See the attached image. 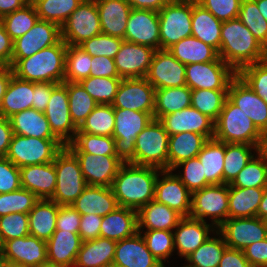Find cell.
Listing matches in <instances>:
<instances>
[{
  "instance_id": "979ff035",
  "label": "cell",
  "mask_w": 267,
  "mask_h": 267,
  "mask_svg": "<svg viewBox=\"0 0 267 267\" xmlns=\"http://www.w3.org/2000/svg\"><path fill=\"white\" fill-rule=\"evenodd\" d=\"M262 16L267 21V0H254Z\"/></svg>"
},
{
  "instance_id": "8c879c8a",
  "label": "cell",
  "mask_w": 267,
  "mask_h": 267,
  "mask_svg": "<svg viewBox=\"0 0 267 267\" xmlns=\"http://www.w3.org/2000/svg\"><path fill=\"white\" fill-rule=\"evenodd\" d=\"M218 267H252L244 256L243 250L226 248Z\"/></svg>"
},
{
  "instance_id": "03108f58",
  "label": "cell",
  "mask_w": 267,
  "mask_h": 267,
  "mask_svg": "<svg viewBox=\"0 0 267 267\" xmlns=\"http://www.w3.org/2000/svg\"><path fill=\"white\" fill-rule=\"evenodd\" d=\"M81 215L71 205L60 206L56 219V230L79 233Z\"/></svg>"
},
{
  "instance_id": "681fc988",
  "label": "cell",
  "mask_w": 267,
  "mask_h": 267,
  "mask_svg": "<svg viewBox=\"0 0 267 267\" xmlns=\"http://www.w3.org/2000/svg\"><path fill=\"white\" fill-rule=\"evenodd\" d=\"M71 152H86L93 155H116L112 136L92 135L77 132L74 139L66 145Z\"/></svg>"
},
{
  "instance_id": "277c9868",
  "label": "cell",
  "mask_w": 267,
  "mask_h": 267,
  "mask_svg": "<svg viewBox=\"0 0 267 267\" xmlns=\"http://www.w3.org/2000/svg\"><path fill=\"white\" fill-rule=\"evenodd\" d=\"M213 138L224 143L250 144L260 149L263 134L239 107L226 98L214 124Z\"/></svg>"
},
{
  "instance_id": "83f0119b",
  "label": "cell",
  "mask_w": 267,
  "mask_h": 267,
  "mask_svg": "<svg viewBox=\"0 0 267 267\" xmlns=\"http://www.w3.org/2000/svg\"><path fill=\"white\" fill-rule=\"evenodd\" d=\"M80 215L95 214L102 217L119 207L111 187L87 185L71 204Z\"/></svg>"
},
{
  "instance_id": "8fae6325",
  "label": "cell",
  "mask_w": 267,
  "mask_h": 267,
  "mask_svg": "<svg viewBox=\"0 0 267 267\" xmlns=\"http://www.w3.org/2000/svg\"><path fill=\"white\" fill-rule=\"evenodd\" d=\"M102 33L95 0H83L61 26V38L67 45L79 46Z\"/></svg>"
},
{
  "instance_id": "db71d44e",
  "label": "cell",
  "mask_w": 267,
  "mask_h": 267,
  "mask_svg": "<svg viewBox=\"0 0 267 267\" xmlns=\"http://www.w3.org/2000/svg\"><path fill=\"white\" fill-rule=\"evenodd\" d=\"M121 81L122 78L90 76L79 83L98 104L112 105Z\"/></svg>"
},
{
  "instance_id": "9a60e30c",
  "label": "cell",
  "mask_w": 267,
  "mask_h": 267,
  "mask_svg": "<svg viewBox=\"0 0 267 267\" xmlns=\"http://www.w3.org/2000/svg\"><path fill=\"white\" fill-rule=\"evenodd\" d=\"M44 114L52 133L65 146L74 139L78 128L71 119L67 87L63 83L57 84L52 89Z\"/></svg>"
},
{
  "instance_id": "3957f363",
  "label": "cell",
  "mask_w": 267,
  "mask_h": 267,
  "mask_svg": "<svg viewBox=\"0 0 267 267\" xmlns=\"http://www.w3.org/2000/svg\"><path fill=\"white\" fill-rule=\"evenodd\" d=\"M67 44L61 39L57 44L44 48L31 57L20 59L13 67V74L24 81L64 83Z\"/></svg>"
},
{
  "instance_id": "f35d334b",
  "label": "cell",
  "mask_w": 267,
  "mask_h": 267,
  "mask_svg": "<svg viewBox=\"0 0 267 267\" xmlns=\"http://www.w3.org/2000/svg\"><path fill=\"white\" fill-rule=\"evenodd\" d=\"M265 188L229 186L228 218L257 216Z\"/></svg>"
},
{
  "instance_id": "6da1fadb",
  "label": "cell",
  "mask_w": 267,
  "mask_h": 267,
  "mask_svg": "<svg viewBox=\"0 0 267 267\" xmlns=\"http://www.w3.org/2000/svg\"><path fill=\"white\" fill-rule=\"evenodd\" d=\"M218 53L236 73L267 58V50L238 18L222 22Z\"/></svg>"
},
{
  "instance_id": "f1b7e54d",
  "label": "cell",
  "mask_w": 267,
  "mask_h": 267,
  "mask_svg": "<svg viewBox=\"0 0 267 267\" xmlns=\"http://www.w3.org/2000/svg\"><path fill=\"white\" fill-rule=\"evenodd\" d=\"M82 242L79 233L56 230L46 241L48 261L63 267H74Z\"/></svg>"
},
{
  "instance_id": "34e18365",
  "label": "cell",
  "mask_w": 267,
  "mask_h": 267,
  "mask_svg": "<svg viewBox=\"0 0 267 267\" xmlns=\"http://www.w3.org/2000/svg\"><path fill=\"white\" fill-rule=\"evenodd\" d=\"M13 136V130L9 118L0 116V157L7 155Z\"/></svg>"
},
{
  "instance_id": "09005b40",
  "label": "cell",
  "mask_w": 267,
  "mask_h": 267,
  "mask_svg": "<svg viewBox=\"0 0 267 267\" xmlns=\"http://www.w3.org/2000/svg\"><path fill=\"white\" fill-rule=\"evenodd\" d=\"M257 217L266 220L267 219V187L262 196V200L257 210Z\"/></svg>"
},
{
  "instance_id": "816d5d0a",
  "label": "cell",
  "mask_w": 267,
  "mask_h": 267,
  "mask_svg": "<svg viewBox=\"0 0 267 267\" xmlns=\"http://www.w3.org/2000/svg\"><path fill=\"white\" fill-rule=\"evenodd\" d=\"M92 57L79 46L67 45L64 82L90 77Z\"/></svg>"
},
{
  "instance_id": "cb8c5ba5",
  "label": "cell",
  "mask_w": 267,
  "mask_h": 267,
  "mask_svg": "<svg viewBox=\"0 0 267 267\" xmlns=\"http://www.w3.org/2000/svg\"><path fill=\"white\" fill-rule=\"evenodd\" d=\"M159 121L169 136L192 132L205 135L208 139L214 137L215 122L192 106L162 116Z\"/></svg>"
},
{
  "instance_id": "ee69618b",
  "label": "cell",
  "mask_w": 267,
  "mask_h": 267,
  "mask_svg": "<svg viewBox=\"0 0 267 267\" xmlns=\"http://www.w3.org/2000/svg\"><path fill=\"white\" fill-rule=\"evenodd\" d=\"M201 246L185 259L187 265L181 267H218L223 252L228 247L222 235L216 230Z\"/></svg>"
},
{
  "instance_id": "484cf974",
  "label": "cell",
  "mask_w": 267,
  "mask_h": 267,
  "mask_svg": "<svg viewBox=\"0 0 267 267\" xmlns=\"http://www.w3.org/2000/svg\"><path fill=\"white\" fill-rule=\"evenodd\" d=\"M162 264L151 254L147 244L137 232L134 236L116 242L112 267H161Z\"/></svg>"
},
{
  "instance_id": "d6a6232c",
  "label": "cell",
  "mask_w": 267,
  "mask_h": 267,
  "mask_svg": "<svg viewBox=\"0 0 267 267\" xmlns=\"http://www.w3.org/2000/svg\"><path fill=\"white\" fill-rule=\"evenodd\" d=\"M116 241L98 237L83 241L74 267H112Z\"/></svg>"
},
{
  "instance_id": "11e5206c",
  "label": "cell",
  "mask_w": 267,
  "mask_h": 267,
  "mask_svg": "<svg viewBox=\"0 0 267 267\" xmlns=\"http://www.w3.org/2000/svg\"><path fill=\"white\" fill-rule=\"evenodd\" d=\"M131 8L159 12L168 2L166 0H125Z\"/></svg>"
},
{
  "instance_id": "91938a15",
  "label": "cell",
  "mask_w": 267,
  "mask_h": 267,
  "mask_svg": "<svg viewBox=\"0 0 267 267\" xmlns=\"http://www.w3.org/2000/svg\"><path fill=\"white\" fill-rule=\"evenodd\" d=\"M124 39L100 33L79 45L81 49L87 52L91 57L105 56L115 58L119 52Z\"/></svg>"
},
{
  "instance_id": "e7e4bbea",
  "label": "cell",
  "mask_w": 267,
  "mask_h": 267,
  "mask_svg": "<svg viewBox=\"0 0 267 267\" xmlns=\"http://www.w3.org/2000/svg\"><path fill=\"white\" fill-rule=\"evenodd\" d=\"M22 188L19 167L6 157H0V193H9Z\"/></svg>"
},
{
  "instance_id": "d590c367",
  "label": "cell",
  "mask_w": 267,
  "mask_h": 267,
  "mask_svg": "<svg viewBox=\"0 0 267 267\" xmlns=\"http://www.w3.org/2000/svg\"><path fill=\"white\" fill-rule=\"evenodd\" d=\"M34 82L24 81L13 75L0 104V116L5 118L32 108Z\"/></svg>"
},
{
  "instance_id": "94428289",
  "label": "cell",
  "mask_w": 267,
  "mask_h": 267,
  "mask_svg": "<svg viewBox=\"0 0 267 267\" xmlns=\"http://www.w3.org/2000/svg\"><path fill=\"white\" fill-rule=\"evenodd\" d=\"M237 75L267 104V59L243 67Z\"/></svg>"
},
{
  "instance_id": "680465c9",
  "label": "cell",
  "mask_w": 267,
  "mask_h": 267,
  "mask_svg": "<svg viewBox=\"0 0 267 267\" xmlns=\"http://www.w3.org/2000/svg\"><path fill=\"white\" fill-rule=\"evenodd\" d=\"M183 167V168H182ZM183 169L178 173H175L176 176L181 180V182L187 187V189L193 193L197 190L211 185L204 175L203 165L198 159V157L191 158L185 161H182L176 165L172 171L177 169Z\"/></svg>"
},
{
  "instance_id": "60d3db41",
  "label": "cell",
  "mask_w": 267,
  "mask_h": 267,
  "mask_svg": "<svg viewBox=\"0 0 267 267\" xmlns=\"http://www.w3.org/2000/svg\"><path fill=\"white\" fill-rule=\"evenodd\" d=\"M192 90L182 87L162 88L155 90L154 119L181 111L191 106Z\"/></svg>"
},
{
  "instance_id": "5803f987",
  "label": "cell",
  "mask_w": 267,
  "mask_h": 267,
  "mask_svg": "<svg viewBox=\"0 0 267 267\" xmlns=\"http://www.w3.org/2000/svg\"><path fill=\"white\" fill-rule=\"evenodd\" d=\"M5 267H24V266L12 264V263H7V265Z\"/></svg>"
},
{
  "instance_id": "a7ac6f4b",
  "label": "cell",
  "mask_w": 267,
  "mask_h": 267,
  "mask_svg": "<svg viewBox=\"0 0 267 267\" xmlns=\"http://www.w3.org/2000/svg\"><path fill=\"white\" fill-rule=\"evenodd\" d=\"M243 253L252 267H267V238L247 246Z\"/></svg>"
},
{
  "instance_id": "753ad0ef",
  "label": "cell",
  "mask_w": 267,
  "mask_h": 267,
  "mask_svg": "<svg viewBox=\"0 0 267 267\" xmlns=\"http://www.w3.org/2000/svg\"><path fill=\"white\" fill-rule=\"evenodd\" d=\"M12 55L13 40L0 22V65L2 67H11Z\"/></svg>"
},
{
  "instance_id": "d4e9b609",
  "label": "cell",
  "mask_w": 267,
  "mask_h": 267,
  "mask_svg": "<svg viewBox=\"0 0 267 267\" xmlns=\"http://www.w3.org/2000/svg\"><path fill=\"white\" fill-rule=\"evenodd\" d=\"M7 262L24 267H36L48 261L46 241L28 235L5 242Z\"/></svg>"
},
{
  "instance_id": "836d02e7",
  "label": "cell",
  "mask_w": 267,
  "mask_h": 267,
  "mask_svg": "<svg viewBox=\"0 0 267 267\" xmlns=\"http://www.w3.org/2000/svg\"><path fill=\"white\" fill-rule=\"evenodd\" d=\"M221 28L222 21L218 20L197 1L192 0V36L210 45L219 52Z\"/></svg>"
},
{
  "instance_id": "8992f818",
  "label": "cell",
  "mask_w": 267,
  "mask_h": 267,
  "mask_svg": "<svg viewBox=\"0 0 267 267\" xmlns=\"http://www.w3.org/2000/svg\"><path fill=\"white\" fill-rule=\"evenodd\" d=\"M53 163L57 183L50 200L60 206L71 205L87 186L80 163L66 146L56 155Z\"/></svg>"
},
{
  "instance_id": "e0dca14e",
  "label": "cell",
  "mask_w": 267,
  "mask_h": 267,
  "mask_svg": "<svg viewBox=\"0 0 267 267\" xmlns=\"http://www.w3.org/2000/svg\"><path fill=\"white\" fill-rule=\"evenodd\" d=\"M186 65L168 50H156L149 66L146 80L155 88H172L186 85Z\"/></svg>"
},
{
  "instance_id": "f546056e",
  "label": "cell",
  "mask_w": 267,
  "mask_h": 267,
  "mask_svg": "<svg viewBox=\"0 0 267 267\" xmlns=\"http://www.w3.org/2000/svg\"><path fill=\"white\" fill-rule=\"evenodd\" d=\"M95 1L102 33L124 39L131 6L125 0Z\"/></svg>"
},
{
  "instance_id": "7a4b0ae2",
  "label": "cell",
  "mask_w": 267,
  "mask_h": 267,
  "mask_svg": "<svg viewBox=\"0 0 267 267\" xmlns=\"http://www.w3.org/2000/svg\"><path fill=\"white\" fill-rule=\"evenodd\" d=\"M159 172L156 167L123 163L111 186L118 205L138 211L154 200Z\"/></svg>"
},
{
  "instance_id": "ffe728a7",
  "label": "cell",
  "mask_w": 267,
  "mask_h": 267,
  "mask_svg": "<svg viewBox=\"0 0 267 267\" xmlns=\"http://www.w3.org/2000/svg\"><path fill=\"white\" fill-rule=\"evenodd\" d=\"M78 159L87 185L111 187L123 162L116 155L72 152Z\"/></svg>"
},
{
  "instance_id": "b62a3aed",
  "label": "cell",
  "mask_w": 267,
  "mask_h": 267,
  "mask_svg": "<svg viewBox=\"0 0 267 267\" xmlns=\"http://www.w3.org/2000/svg\"><path fill=\"white\" fill-rule=\"evenodd\" d=\"M36 267H63V266H60V265H57V264H53L52 262L46 261V262H44L42 264H39Z\"/></svg>"
},
{
  "instance_id": "f6af8a7d",
  "label": "cell",
  "mask_w": 267,
  "mask_h": 267,
  "mask_svg": "<svg viewBox=\"0 0 267 267\" xmlns=\"http://www.w3.org/2000/svg\"><path fill=\"white\" fill-rule=\"evenodd\" d=\"M229 186L248 188L267 187V155L259 151L237 174Z\"/></svg>"
},
{
  "instance_id": "603a6c76",
  "label": "cell",
  "mask_w": 267,
  "mask_h": 267,
  "mask_svg": "<svg viewBox=\"0 0 267 267\" xmlns=\"http://www.w3.org/2000/svg\"><path fill=\"white\" fill-rule=\"evenodd\" d=\"M156 49L123 41L114 58L120 78H142L147 75Z\"/></svg>"
},
{
  "instance_id": "7bdbcfd3",
  "label": "cell",
  "mask_w": 267,
  "mask_h": 267,
  "mask_svg": "<svg viewBox=\"0 0 267 267\" xmlns=\"http://www.w3.org/2000/svg\"><path fill=\"white\" fill-rule=\"evenodd\" d=\"M259 151L258 147L250 144L225 143L223 184H230Z\"/></svg>"
},
{
  "instance_id": "ab89813d",
  "label": "cell",
  "mask_w": 267,
  "mask_h": 267,
  "mask_svg": "<svg viewBox=\"0 0 267 267\" xmlns=\"http://www.w3.org/2000/svg\"><path fill=\"white\" fill-rule=\"evenodd\" d=\"M168 51L184 65L215 61L218 51L194 36L186 37L174 44Z\"/></svg>"
},
{
  "instance_id": "4dcf8cb0",
  "label": "cell",
  "mask_w": 267,
  "mask_h": 267,
  "mask_svg": "<svg viewBox=\"0 0 267 267\" xmlns=\"http://www.w3.org/2000/svg\"><path fill=\"white\" fill-rule=\"evenodd\" d=\"M138 232L137 211L122 206L102 218L100 237L120 241Z\"/></svg>"
},
{
  "instance_id": "7402d4cb",
  "label": "cell",
  "mask_w": 267,
  "mask_h": 267,
  "mask_svg": "<svg viewBox=\"0 0 267 267\" xmlns=\"http://www.w3.org/2000/svg\"><path fill=\"white\" fill-rule=\"evenodd\" d=\"M216 230L217 228L212 223L208 224L190 216L182 217L173 230L174 248L178 251L177 255L186 259Z\"/></svg>"
},
{
  "instance_id": "9c48e42d",
  "label": "cell",
  "mask_w": 267,
  "mask_h": 267,
  "mask_svg": "<svg viewBox=\"0 0 267 267\" xmlns=\"http://www.w3.org/2000/svg\"><path fill=\"white\" fill-rule=\"evenodd\" d=\"M229 184H211L191 193L190 217L207 221L218 228L228 219Z\"/></svg>"
},
{
  "instance_id": "44dd1931",
  "label": "cell",
  "mask_w": 267,
  "mask_h": 267,
  "mask_svg": "<svg viewBox=\"0 0 267 267\" xmlns=\"http://www.w3.org/2000/svg\"><path fill=\"white\" fill-rule=\"evenodd\" d=\"M154 200L176 210L183 217L190 215L191 192L172 170L159 172L155 183Z\"/></svg>"
},
{
  "instance_id": "52a82bcc",
  "label": "cell",
  "mask_w": 267,
  "mask_h": 267,
  "mask_svg": "<svg viewBox=\"0 0 267 267\" xmlns=\"http://www.w3.org/2000/svg\"><path fill=\"white\" fill-rule=\"evenodd\" d=\"M64 147L65 145L59 139H41L13 134L5 157L21 168L53 162Z\"/></svg>"
},
{
  "instance_id": "7c38bea8",
  "label": "cell",
  "mask_w": 267,
  "mask_h": 267,
  "mask_svg": "<svg viewBox=\"0 0 267 267\" xmlns=\"http://www.w3.org/2000/svg\"><path fill=\"white\" fill-rule=\"evenodd\" d=\"M237 73L220 57L211 62L186 65V86L191 90L205 89L228 91Z\"/></svg>"
},
{
  "instance_id": "4316f807",
  "label": "cell",
  "mask_w": 267,
  "mask_h": 267,
  "mask_svg": "<svg viewBox=\"0 0 267 267\" xmlns=\"http://www.w3.org/2000/svg\"><path fill=\"white\" fill-rule=\"evenodd\" d=\"M22 188L39 199H50L56 189V170L53 162L19 168Z\"/></svg>"
},
{
  "instance_id": "89a4df30",
  "label": "cell",
  "mask_w": 267,
  "mask_h": 267,
  "mask_svg": "<svg viewBox=\"0 0 267 267\" xmlns=\"http://www.w3.org/2000/svg\"><path fill=\"white\" fill-rule=\"evenodd\" d=\"M90 76L120 78L113 58L93 56Z\"/></svg>"
},
{
  "instance_id": "003e7915",
  "label": "cell",
  "mask_w": 267,
  "mask_h": 267,
  "mask_svg": "<svg viewBox=\"0 0 267 267\" xmlns=\"http://www.w3.org/2000/svg\"><path fill=\"white\" fill-rule=\"evenodd\" d=\"M102 216L95 214L81 215L79 235L82 241L92 240L100 237Z\"/></svg>"
},
{
  "instance_id": "4fadbf2b",
  "label": "cell",
  "mask_w": 267,
  "mask_h": 267,
  "mask_svg": "<svg viewBox=\"0 0 267 267\" xmlns=\"http://www.w3.org/2000/svg\"><path fill=\"white\" fill-rule=\"evenodd\" d=\"M61 39L60 26L38 19L29 31L13 41L11 68L20 59L31 57L40 50L57 44Z\"/></svg>"
},
{
  "instance_id": "9f6ffc18",
  "label": "cell",
  "mask_w": 267,
  "mask_h": 267,
  "mask_svg": "<svg viewBox=\"0 0 267 267\" xmlns=\"http://www.w3.org/2000/svg\"><path fill=\"white\" fill-rule=\"evenodd\" d=\"M138 232L143 236L151 254L164 266L173 251L175 252L173 231L144 230Z\"/></svg>"
},
{
  "instance_id": "30bf717a",
  "label": "cell",
  "mask_w": 267,
  "mask_h": 267,
  "mask_svg": "<svg viewBox=\"0 0 267 267\" xmlns=\"http://www.w3.org/2000/svg\"><path fill=\"white\" fill-rule=\"evenodd\" d=\"M158 15L161 50H168L180 40L192 36V0L167 3Z\"/></svg>"
},
{
  "instance_id": "7dc6e473",
  "label": "cell",
  "mask_w": 267,
  "mask_h": 267,
  "mask_svg": "<svg viewBox=\"0 0 267 267\" xmlns=\"http://www.w3.org/2000/svg\"><path fill=\"white\" fill-rule=\"evenodd\" d=\"M114 126V107L110 104H98L84 120L77 132L100 136H113Z\"/></svg>"
},
{
  "instance_id": "5b68a950",
  "label": "cell",
  "mask_w": 267,
  "mask_h": 267,
  "mask_svg": "<svg viewBox=\"0 0 267 267\" xmlns=\"http://www.w3.org/2000/svg\"><path fill=\"white\" fill-rule=\"evenodd\" d=\"M115 126L113 132L115 153L123 163L134 164L135 140L154 119V114L114 108Z\"/></svg>"
},
{
  "instance_id": "67dfc351",
  "label": "cell",
  "mask_w": 267,
  "mask_h": 267,
  "mask_svg": "<svg viewBox=\"0 0 267 267\" xmlns=\"http://www.w3.org/2000/svg\"><path fill=\"white\" fill-rule=\"evenodd\" d=\"M7 259L4 254V251H0V267H5L7 265Z\"/></svg>"
},
{
  "instance_id": "be15d7a7",
  "label": "cell",
  "mask_w": 267,
  "mask_h": 267,
  "mask_svg": "<svg viewBox=\"0 0 267 267\" xmlns=\"http://www.w3.org/2000/svg\"><path fill=\"white\" fill-rule=\"evenodd\" d=\"M218 20L224 22L238 17L242 0H198Z\"/></svg>"
},
{
  "instance_id": "b9fcfbb0",
  "label": "cell",
  "mask_w": 267,
  "mask_h": 267,
  "mask_svg": "<svg viewBox=\"0 0 267 267\" xmlns=\"http://www.w3.org/2000/svg\"><path fill=\"white\" fill-rule=\"evenodd\" d=\"M13 75L14 74H13V70L11 67L0 68V104L6 92L7 86L10 82V79Z\"/></svg>"
},
{
  "instance_id": "6f0895ef",
  "label": "cell",
  "mask_w": 267,
  "mask_h": 267,
  "mask_svg": "<svg viewBox=\"0 0 267 267\" xmlns=\"http://www.w3.org/2000/svg\"><path fill=\"white\" fill-rule=\"evenodd\" d=\"M39 198L27 189L0 193V217L12 213H29Z\"/></svg>"
},
{
  "instance_id": "b9f144b4",
  "label": "cell",
  "mask_w": 267,
  "mask_h": 267,
  "mask_svg": "<svg viewBox=\"0 0 267 267\" xmlns=\"http://www.w3.org/2000/svg\"><path fill=\"white\" fill-rule=\"evenodd\" d=\"M224 156L225 143L214 138L209 139L197 155L210 184H223Z\"/></svg>"
},
{
  "instance_id": "2e32d148",
  "label": "cell",
  "mask_w": 267,
  "mask_h": 267,
  "mask_svg": "<svg viewBox=\"0 0 267 267\" xmlns=\"http://www.w3.org/2000/svg\"><path fill=\"white\" fill-rule=\"evenodd\" d=\"M155 90L145 77L122 79L112 106L154 114Z\"/></svg>"
},
{
  "instance_id": "8d00e7d4",
  "label": "cell",
  "mask_w": 267,
  "mask_h": 267,
  "mask_svg": "<svg viewBox=\"0 0 267 267\" xmlns=\"http://www.w3.org/2000/svg\"><path fill=\"white\" fill-rule=\"evenodd\" d=\"M13 134L41 139H58L51 131L44 112L34 108L13 114L9 117Z\"/></svg>"
},
{
  "instance_id": "f5cc1de1",
  "label": "cell",
  "mask_w": 267,
  "mask_h": 267,
  "mask_svg": "<svg viewBox=\"0 0 267 267\" xmlns=\"http://www.w3.org/2000/svg\"><path fill=\"white\" fill-rule=\"evenodd\" d=\"M227 92L208 89L192 90L191 106L215 122L222 111Z\"/></svg>"
},
{
  "instance_id": "2a66077c",
  "label": "cell",
  "mask_w": 267,
  "mask_h": 267,
  "mask_svg": "<svg viewBox=\"0 0 267 267\" xmlns=\"http://www.w3.org/2000/svg\"><path fill=\"white\" fill-rule=\"evenodd\" d=\"M31 0H0V19L12 12L21 9Z\"/></svg>"
},
{
  "instance_id": "603ad722",
  "label": "cell",
  "mask_w": 267,
  "mask_h": 267,
  "mask_svg": "<svg viewBox=\"0 0 267 267\" xmlns=\"http://www.w3.org/2000/svg\"><path fill=\"white\" fill-rule=\"evenodd\" d=\"M4 249H5V241H4L2 234L0 232V251H4Z\"/></svg>"
},
{
  "instance_id": "2644e50d",
  "label": "cell",
  "mask_w": 267,
  "mask_h": 267,
  "mask_svg": "<svg viewBox=\"0 0 267 267\" xmlns=\"http://www.w3.org/2000/svg\"><path fill=\"white\" fill-rule=\"evenodd\" d=\"M57 85V83L43 82L35 83L34 82V97L32 102V108L44 112L49 103L52 89Z\"/></svg>"
},
{
  "instance_id": "d6986e66",
  "label": "cell",
  "mask_w": 267,
  "mask_h": 267,
  "mask_svg": "<svg viewBox=\"0 0 267 267\" xmlns=\"http://www.w3.org/2000/svg\"><path fill=\"white\" fill-rule=\"evenodd\" d=\"M124 41L160 50V26L158 12L132 8Z\"/></svg>"
},
{
  "instance_id": "11a10c76",
  "label": "cell",
  "mask_w": 267,
  "mask_h": 267,
  "mask_svg": "<svg viewBox=\"0 0 267 267\" xmlns=\"http://www.w3.org/2000/svg\"><path fill=\"white\" fill-rule=\"evenodd\" d=\"M267 50V21L254 0H242L237 17Z\"/></svg>"
},
{
  "instance_id": "c3c4849f",
  "label": "cell",
  "mask_w": 267,
  "mask_h": 267,
  "mask_svg": "<svg viewBox=\"0 0 267 267\" xmlns=\"http://www.w3.org/2000/svg\"><path fill=\"white\" fill-rule=\"evenodd\" d=\"M83 0H31L38 18L62 26Z\"/></svg>"
},
{
  "instance_id": "f907efd6",
  "label": "cell",
  "mask_w": 267,
  "mask_h": 267,
  "mask_svg": "<svg viewBox=\"0 0 267 267\" xmlns=\"http://www.w3.org/2000/svg\"><path fill=\"white\" fill-rule=\"evenodd\" d=\"M38 19L35 6L30 1L21 9L1 18L0 22L14 41L29 31Z\"/></svg>"
},
{
  "instance_id": "ac0fdd59",
  "label": "cell",
  "mask_w": 267,
  "mask_h": 267,
  "mask_svg": "<svg viewBox=\"0 0 267 267\" xmlns=\"http://www.w3.org/2000/svg\"><path fill=\"white\" fill-rule=\"evenodd\" d=\"M227 98L264 134L267 130V104L238 75L229 84Z\"/></svg>"
},
{
  "instance_id": "1f68e13d",
  "label": "cell",
  "mask_w": 267,
  "mask_h": 267,
  "mask_svg": "<svg viewBox=\"0 0 267 267\" xmlns=\"http://www.w3.org/2000/svg\"><path fill=\"white\" fill-rule=\"evenodd\" d=\"M182 217L176 210L152 200L137 211L138 231H173Z\"/></svg>"
},
{
  "instance_id": "74e56055",
  "label": "cell",
  "mask_w": 267,
  "mask_h": 267,
  "mask_svg": "<svg viewBox=\"0 0 267 267\" xmlns=\"http://www.w3.org/2000/svg\"><path fill=\"white\" fill-rule=\"evenodd\" d=\"M209 139L205 135L183 132L169 136L167 170L182 161L195 158Z\"/></svg>"
},
{
  "instance_id": "e575fe53",
  "label": "cell",
  "mask_w": 267,
  "mask_h": 267,
  "mask_svg": "<svg viewBox=\"0 0 267 267\" xmlns=\"http://www.w3.org/2000/svg\"><path fill=\"white\" fill-rule=\"evenodd\" d=\"M59 207L55 201L39 199L28 213L30 235L48 241L56 231Z\"/></svg>"
},
{
  "instance_id": "deb4b68c",
  "label": "cell",
  "mask_w": 267,
  "mask_h": 267,
  "mask_svg": "<svg viewBox=\"0 0 267 267\" xmlns=\"http://www.w3.org/2000/svg\"><path fill=\"white\" fill-rule=\"evenodd\" d=\"M260 151L267 155V130L263 134V141Z\"/></svg>"
},
{
  "instance_id": "ba28073f",
  "label": "cell",
  "mask_w": 267,
  "mask_h": 267,
  "mask_svg": "<svg viewBox=\"0 0 267 267\" xmlns=\"http://www.w3.org/2000/svg\"><path fill=\"white\" fill-rule=\"evenodd\" d=\"M169 134L153 119L135 140L134 164L167 170Z\"/></svg>"
},
{
  "instance_id": "bcb514c9",
  "label": "cell",
  "mask_w": 267,
  "mask_h": 267,
  "mask_svg": "<svg viewBox=\"0 0 267 267\" xmlns=\"http://www.w3.org/2000/svg\"><path fill=\"white\" fill-rule=\"evenodd\" d=\"M69 98V110L74 125L79 128L98 103L79 82H64Z\"/></svg>"
},
{
  "instance_id": "5bb4252c",
  "label": "cell",
  "mask_w": 267,
  "mask_h": 267,
  "mask_svg": "<svg viewBox=\"0 0 267 267\" xmlns=\"http://www.w3.org/2000/svg\"><path fill=\"white\" fill-rule=\"evenodd\" d=\"M217 231L222 235L228 248L243 250L252 243L267 238V224L264 219L228 218Z\"/></svg>"
},
{
  "instance_id": "6125c7cd",
  "label": "cell",
  "mask_w": 267,
  "mask_h": 267,
  "mask_svg": "<svg viewBox=\"0 0 267 267\" xmlns=\"http://www.w3.org/2000/svg\"><path fill=\"white\" fill-rule=\"evenodd\" d=\"M0 232L4 241L30 235L28 213H12L0 217Z\"/></svg>"
}]
</instances>
